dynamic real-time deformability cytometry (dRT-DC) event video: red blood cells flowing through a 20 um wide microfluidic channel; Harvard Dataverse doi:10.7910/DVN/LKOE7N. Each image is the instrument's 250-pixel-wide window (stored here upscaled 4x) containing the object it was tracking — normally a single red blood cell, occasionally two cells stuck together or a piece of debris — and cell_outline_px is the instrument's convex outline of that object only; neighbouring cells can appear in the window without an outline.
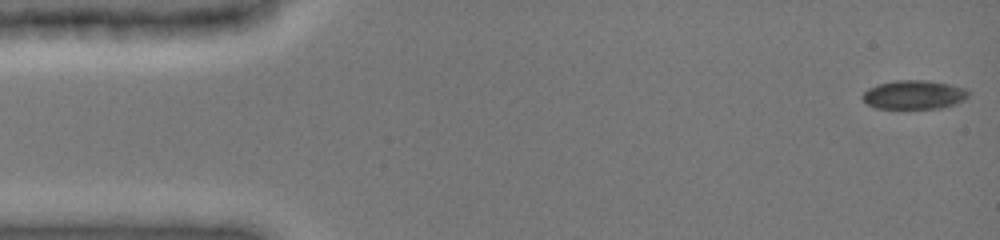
{"species": "common noctule bat (a hibernating species)", "species_latin": "Nyctalus noctula", "temperature_condition": "cold", "stored_images_in_passage": 47, "camera_frame_rate_fps": 3000, "um_per_image_px": 0.085, "animal": {"sex": "female", "body_mass_g": 19.0, "forearm_length_mm": 51.5}, "frame": {"image": 1, "passage_image": 1, "time_ms": 0.0, "image_size_px": [1000, 240], "cell_outline_px": [[968, 96], [964, 100], [956, 104], [940, 108], [876, 108], [868, 104], [860, 96], [868, 88], [876, 84], [896, 80], [928, 80], [948, 84], [964, 88], [968, 92]], "centroid_in_image_um": [77.67, 8.04], "position_along_channel_um": 7.3, "area_um2": 17.8}}
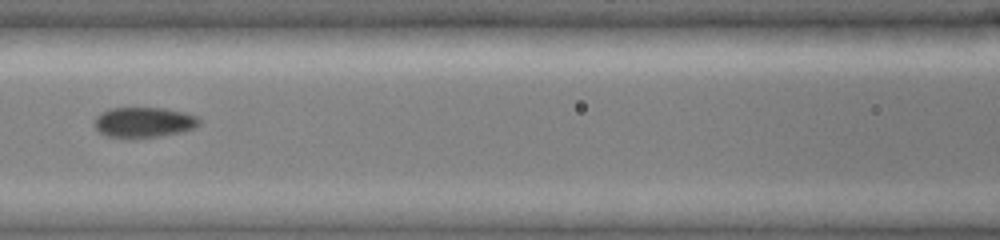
{"frame": {"image": 2, "passage_image": 21, "time_ms": 6.667, "image_size_px": [1000, 240], "cell_outline_px": [[200, 124], [196, 128], [180, 132], [160, 136], [132, 140], [108, 136], [100, 132], [96, 128], [92, 120], [100, 112], [108, 108], [164, 108], [184, 112], [196, 116], [200, 120]], "centroid_in_image_um": [12.19, 10.41], "position_along_channel_um": 154.4, "area_um2": 19.02}}
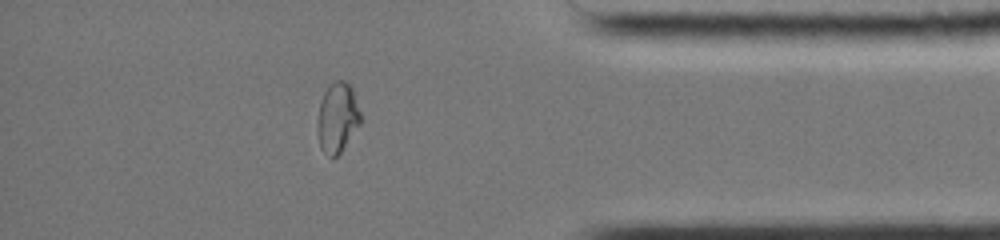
{"frame": {"image": 3, "passage_image": 41, "time_ms": 13.333, "image_size_px": [1000, 240], "cell_outline_px": [[360, 124], [340, 152], [332, 160], [320, 148], [316, 128], [316, 124], [320, 104], [324, 92], [336, 80], [344, 80], [352, 88], [360, 112]], "centroid_in_image_um": [28.65, 10.03], "position_along_channel_um": 406.5, "area_um2": 17.46}}